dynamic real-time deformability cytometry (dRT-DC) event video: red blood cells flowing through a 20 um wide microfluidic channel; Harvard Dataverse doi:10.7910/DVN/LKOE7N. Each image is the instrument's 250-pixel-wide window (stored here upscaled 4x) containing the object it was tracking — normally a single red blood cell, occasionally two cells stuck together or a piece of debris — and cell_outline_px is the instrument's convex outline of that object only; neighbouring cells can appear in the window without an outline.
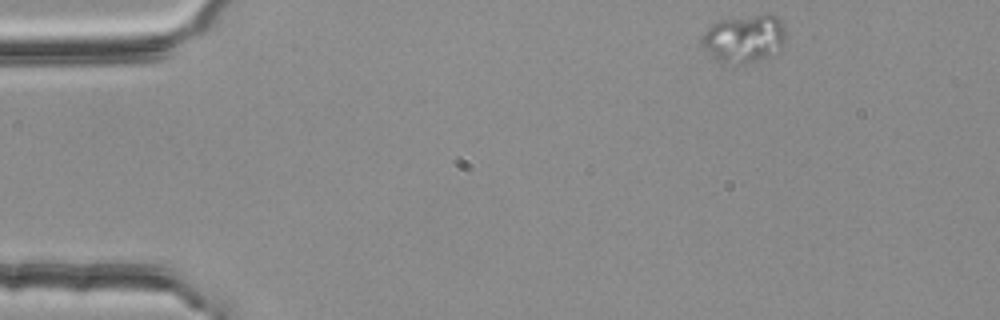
{"species": "common noctule bat (a hibernating species)", "species_latin": "Nyctalus noctula", "temperature_condition": "room temperature", "stored_images_in_passage": 50, "camera_frame_rate_fps": 3000, "um_per_image_px": 0.085, "animal": {"sex": "female", "body_mass_g": 25.1}, "frame": {"image": 1, "passage_image": 1, "time_ms": 0.0, "image_size_px": [1000, 320], "cell_outline_px": [[784, 44], [780, 48], [768, 56], [732, 68], [720, 64], [704, 52], [700, 44], [700, 36], [712, 24], [720, 20], [756, 16], [776, 16], [784, 24]], "centroid_in_image_um": [63.14, 3.37], "position_along_channel_um": 21.9, "area_um2": 23.76}}